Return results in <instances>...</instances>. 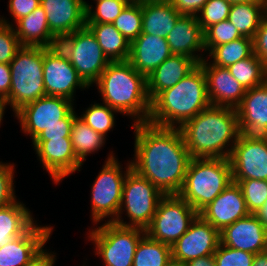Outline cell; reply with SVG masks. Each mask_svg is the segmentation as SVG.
<instances>
[{
  "label": "cell",
  "instance_id": "8fae6325",
  "mask_svg": "<svg viewBox=\"0 0 267 266\" xmlns=\"http://www.w3.org/2000/svg\"><path fill=\"white\" fill-rule=\"evenodd\" d=\"M57 45L90 88L110 63L87 26L60 38Z\"/></svg>",
  "mask_w": 267,
  "mask_h": 266
},
{
  "label": "cell",
  "instance_id": "83f0119b",
  "mask_svg": "<svg viewBox=\"0 0 267 266\" xmlns=\"http://www.w3.org/2000/svg\"><path fill=\"white\" fill-rule=\"evenodd\" d=\"M182 16L169 1H145L142 3V32L166 38Z\"/></svg>",
  "mask_w": 267,
  "mask_h": 266
},
{
  "label": "cell",
  "instance_id": "52a82bcc",
  "mask_svg": "<svg viewBox=\"0 0 267 266\" xmlns=\"http://www.w3.org/2000/svg\"><path fill=\"white\" fill-rule=\"evenodd\" d=\"M88 228V229H87ZM84 243L93 246L92 253L101 266H132L136 247L146 234L139 227H124L113 222L87 226Z\"/></svg>",
  "mask_w": 267,
  "mask_h": 266
},
{
  "label": "cell",
  "instance_id": "7c38bea8",
  "mask_svg": "<svg viewBox=\"0 0 267 266\" xmlns=\"http://www.w3.org/2000/svg\"><path fill=\"white\" fill-rule=\"evenodd\" d=\"M199 213L178 194L164 195L146 234L153 240L172 246L190 227Z\"/></svg>",
  "mask_w": 267,
  "mask_h": 266
},
{
  "label": "cell",
  "instance_id": "74e56055",
  "mask_svg": "<svg viewBox=\"0 0 267 266\" xmlns=\"http://www.w3.org/2000/svg\"><path fill=\"white\" fill-rule=\"evenodd\" d=\"M242 191L248 211L256 214L267 201V180H233Z\"/></svg>",
  "mask_w": 267,
  "mask_h": 266
},
{
  "label": "cell",
  "instance_id": "836d02e7",
  "mask_svg": "<svg viewBox=\"0 0 267 266\" xmlns=\"http://www.w3.org/2000/svg\"><path fill=\"white\" fill-rule=\"evenodd\" d=\"M172 258L171 246L145 234L139 241L132 266H166Z\"/></svg>",
  "mask_w": 267,
  "mask_h": 266
},
{
  "label": "cell",
  "instance_id": "484cf974",
  "mask_svg": "<svg viewBox=\"0 0 267 266\" xmlns=\"http://www.w3.org/2000/svg\"><path fill=\"white\" fill-rule=\"evenodd\" d=\"M13 28L21 46L49 48L58 44V39L49 29L46 13L41 5L19 19Z\"/></svg>",
  "mask_w": 267,
  "mask_h": 266
},
{
  "label": "cell",
  "instance_id": "f6af8a7d",
  "mask_svg": "<svg viewBox=\"0 0 267 266\" xmlns=\"http://www.w3.org/2000/svg\"><path fill=\"white\" fill-rule=\"evenodd\" d=\"M253 53L267 68V14L262 18L260 26L253 38Z\"/></svg>",
  "mask_w": 267,
  "mask_h": 266
},
{
  "label": "cell",
  "instance_id": "5bb4252c",
  "mask_svg": "<svg viewBox=\"0 0 267 266\" xmlns=\"http://www.w3.org/2000/svg\"><path fill=\"white\" fill-rule=\"evenodd\" d=\"M30 146L39 162L38 167L44 169L43 174H48L55 188L60 186L66 177L80 173L85 167L76 157L71 139L32 141Z\"/></svg>",
  "mask_w": 267,
  "mask_h": 266
},
{
  "label": "cell",
  "instance_id": "db71d44e",
  "mask_svg": "<svg viewBox=\"0 0 267 266\" xmlns=\"http://www.w3.org/2000/svg\"><path fill=\"white\" fill-rule=\"evenodd\" d=\"M255 215L267 228V201Z\"/></svg>",
  "mask_w": 267,
  "mask_h": 266
},
{
  "label": "cell",
  "instance_id": "60d3db41",
  "mask_svg": "<svg viewBox=\"0 0 267 266\" xmlns=\"http://www.w3.org/2000/svg\"><path fill=\"white\" fill-rule=\"evenodd\" d=\"M231 5L226 0H208L196 15L203 32L210 26L228 19Z\"/></svg>",
  "mask_w": 267,
  "mask_h": 266
},
{
  "label": "cell",
  "instance_id": "d590c367",
  "mask_svg": "<svg viewBox=\"0 0 267 266\" xmlns=\"http://www.w3.org/2000/svg\"><path fill=\"white\" fill-rule=\"evenodd\" d=\"M86 24H112L129 4L126 0H86Z\"/></svg>",
  "mask_w": 267,
  "mask_h": 266
},
{
  "label": "cell",
  "instance_id": "f35d334b",
  "mask_svg": "<svg viewBox=\"0 0 267 266\" xmlns=\"http://www.w3.org/2000/svg\"><path fill=\"white\" fill-rule=\"evenodd\" d=\"M240 37L243 36L228 19L214 24L204 32L205 53L207 55L215 46L231 42Z\"/></svg>",
  "mask_w": 267,
  "mask_h": 266
},
{
  "label": "cell",
  "instance_id": "7402d4cb",
  "mask_svg": "<svg viewBox=\"0 0 267 266\" xmlns=\"http://www.w3.org/2000/svg\"><path fill=\"white\" fill-rule=\"evenodd\" d=\"M166 40L172 54L187 56L197 64L206 58L204 32L195 15H182Z\"/></svg>",
  "mask_w": 267,
  "mask_h": 266
},
{
  "label": "cell",
  "instance_id": "6f0895ef",
  "mask_svg": "<svg viewBox=\"0 0 267 266\" xmlns=\"http://www.w3.org/2000/svg\"><path fill=\"white\" fill-rule=\"evenodd\" d=\"M88 258V255H87V257L86 258H83V262L81 261V265L80 266H89V263H88V261H89V259H87ZM88 260V261H87ZM87 263V264H86Z\"/></svg>",
  "mask_w": 267,
  "mask_h": 266
},
{
  "label": "cell",
  "instance_id": "9a60e30c",
  "mask_svg": "<svg viewBox=\"0 0 267 266\" xmlns=\"http://www.w3.org/2000/svg\"><path fill=\"white\" fill-rule=\"evenodd\" d=\"M229 160L233 180H267V137L241 133Z\"/></svg>",
  "mask_w": 267,
  "mask_h": 266
},
{
  "label": "cell",
  "instance_id": "f907efd6",
  "mask_svg": "<svg viewBox=\"0 0 267 266\" xmlns=\"http://www.w3.org/2000/svg\"><path fill=\"white\" fill-rule=\"evenodd\" d=\"M186 264L187 266H216L214 255L198 257L196 259L188 261Z\"/></svg>",
  "mask_w": 267,
  "mask_h": 266
},
{
  "label": "cell",
  "instance_id": "91938a15",
  "mask_svg": "<svg viewBox=\"0 0 267 266\" xmlns=\"http://www.w3.org/2000/svg\"><path fill=\"white\" fill-rule=\"evenodd\" d=\"M148 1H169V0H148Z\"/></svg>",
  "mask_w": 267,
  "mask_h": 266
},
{
  "label": "cell",
  "instance_id": "f1b7e54d",
  "mask_svg": "<svg viewBox=\"0 0 267 266\" xmlns=\"http://www.w3.org/2000/svg\"><path fill=\"white\" fill-rule=\"evenodd\" d=\"M76 157L85 165L88 157L103 151L108 144L106 137L93 130L78 115L74 118L70 135Z\"/></svg>",
  "mask_w": 267,
  "mask_h": 266
},
{
  "label": "cell",
  "instance_id": "f546056e",
  "mask_svg": "<svg viewBox=\"0 0 267 266\" xmlns=\"http://www.w3.org/2000/svg\"><path fill=\"white\" fill-rule=\"evenodd\" d=\"M94 34L103 53L110 62L127 61L130 53V42L114 27L113 24H86Z\"/></svg>",
  "mask_w": 267,
  "mask_h": 266
},
{
  "label": "cell",
  "instance_id": "7dc6e473",
  "mask_svg": "<svg viewBox=\"0 0 267 266\" xmlns=\"http://www.w3.org/2000/svg\"><path fill=\"white\" fill-rule=\"evenodd\" d=\"M208 0H169L182 15H197Z\"/></svg>",
  "mask_w": 267,
  "mask_h": 266
},
{
  "label": "cell",
  "instance_id": "603a6c76",
  "mask_svg": "<svg viewBox=\"0 0 267 266\" xmlns=\"http://www.w3.org/2000/svg\"><path fill=\"white\" fill-rule=\"evenodd\" d=\"M240 132L247 135L267 134V80L246 90L236 108Z\"/></svg>",
  "mask_w": 267,
  "mask_h": 266
},
{
  "label": "cell",
  "instance_id": "4316f807",
  "mask_svg": "<svg viewBox=\"0 0 267 266\" xmlns=\"http://www.w3.org/2000/svg\"><path fill=\"white\" fill-rule=\"evenodd\" d=\"M24 201L19 197L8 206L0 208V247L24 234L38 220L34 211L27 207L29 203Z\"/></svg>",
  "mask_w": 267,
  "mask_h": 266
},
{
  "label": "cell",
  "instance_id": "8d00e7d4",
  "mask_svg": "<svg viewBox=\"0 0 267 266\" xmlns=\"http://www.w3.org/2000/svg\"><path fill=\"white\" fill-rule=\"evenodd\" d=\"M112 24L132 42L142 32V3H129Z\"/></svg>",
  "mask_w": 267,
  "mask_h": 266
},
{
  "label": "cell",
  "instance_id": "680465c9",
  "mask_svg": "<svg viewBox=\"0 0 267 266\" xmlns=\"http://www.w3.org/2000/svg\"><path fill=\"white\" fill-rule=\"evenodd\" d=\"M126 1H128L129 3H143L147 0H126Z\"/></svg>",
  "mask_w": 267,
  "mask_h": 266
},
{
  "label": "cell",
  "instance_id": "bcb514c9",
  "mask_svg": "<svg viewBox=\"0 0 267 266\" xmlns=\"http://www.w3.org/2000/svg\"><path fill=\"white\" fill-rule=\"evenodd\" d=\"M72 125H53L44 129L33 141H46L52 139H71Z\"/></svg>",
  "mask_w": 267,
  "mask_h": 266
},
{
  "label": "cell",
  "instance_id": "8992f818",
  "mask_svg": "<svg viewBox=\"0 0 267 266\" xmlns=\"http://www.w3.org/2000/svg\"><path fill=\"white\" fill-rule=\"evenodd\" d=\"M232 182L229 159L192 158L178 195L199 213Z\"/></svg>",
  "mask_w": 267,
  "mask_h": 266
},
{
  "label": "cell",
  "instance_id": "d6986e66",
  "mask_svg": "<svg viewBox=\"0 0 267 266\" xmlns=\"http://www.w3.org/2000/svg\"><path fill=\"white\" fill-rule=\"evenodd\" d=\"M240 186L229 184L199 215L219 232L235 221L249 215Z\"/></svg>",
  "mask_w": 267,
  "mask_h": 266
},
{
  "label": "cell",
  "instance_id": "e575fe53",
  "mask_svg": "<svg viewBox=\"0 0 267 266\" xmlns=\"http://www.w3.org/2000/svg\"><path fill=\"white\" fill-rule=\"evenodd\" d=\"M227 68L246 90L259 86L267 80V68L254 53Z\"/></svg>",
  "mask_w": 267,
  "mask_h": 266
},
{
  "label": "cell",
  "instance_id": "9c48e42d",
  "mask_svg": "<svg viewBox=\"0 0 267 266\" xmlns=\"http://www.w3.org/2000/svg\"><path fill=\"white\" fill-rule=\"evenodd\" d=\"M164 194L148 179L131 169L123 182L122 201L113 223L124 227L146 229Z\"/></svg>",
  "mask_w": 267,
  "mask_h": 266
},
{
  "label": "cell",
  "instance_id": "44dd1931",
  "mask_svg": "<svg viewBox=\"0 0 267 266\" xmlns=\"http://www.w3.org/2000/svg\"><path fill=\"white\" fill-rule=\"evenodd\" d=\"M51 33L59 40L86 26L84 0H41Z\"/></svg>",
  "mask_w": 267,
  "mask_h": 266
},
{
  "label": "cell",
  "instance_id": "1f68e13d",
  "mask_svg": "<svg viewBox=\"0 0 267 266\" xmlns=\"http://www.w3.org/2000/svg\"><path fill=\"white\" fill-rule=\"evenodd\" d=\"M90 102L89 104H87L88 106L86 105L85 108L83 107V105L82 107L80 105V109L77 108V103L75 104L78 116L93 130L108 139V134H110V132L113 133V131L117 129L116 120H119L117 117H125H123L119 112H117L107 104L98 102V100L93 101L92 99V101L90 100Z\"/></svg>",
  "mask_w": 267,
  "mask_h": 266
},
{
  "label": "cell",
  "instance_id": "7bdbcfd3",
  "mask_svg": "<svg viewBox=\"0 0 267 266\" xmlns=\"http://www.w3.org/2000/svg\"><path fill=\"white\" fill-rule=\"evenodd\" d=\"M6 3L8 14L5 16L1 11L0 22L13 26L19 19L29 15L34 9L38 8L41 5V0H8Z\"/></svg>",
  "mask_w": 267,
  "mask_h": 266
},
{
  "label": "cell",
  "instance_id": "11a10c76",
  "mask_svg": "<svg viewBox=\"0 0 267 266\" xmlns=\"http://www.w3.org/2000/svg\"><path fill=\"white\" fill-rule=\"evenodd\" d=\"M166 266H187V264L181 260H177V259H174V258H171Z\"/></svg>",
  "mask_w": 267,
  "mask_h": 266
},
{
  "label": "cell",
  "instance_id": "6da1fadb",
  "mask_svg": "<svg viewBox=\"0 0 267 266\" xmlns=\"http://www.w3.org/2000/svg\"><path fill=\"white\" fill-rule=\"evenodd\" d=\"M133 131L132 169L164 195L178 194L192 159L179 128L148 122L127 125Z\"/></svg>",
  "mask_w": 267,
  "mask_h": 266
},
{
  "label": "cell",
  "instance_id": "d4e9b609",
  "mask_svg": "<svg viewBox=\"0 0 267 266\" xmlns=\"http://www.w3.org/2000/svg\"><path fill=\"white\" fill-rule=\"evenodd\" d=\"M198 64L184 55L172 54L147 78V93L152 101L160 92L173 87Z\"/></svg>",
  "mask_w": 267,
  "mask_h": 266
},
{
  "label": "cell",
  "instance_id": "4dcf8cb0",
  "mask_svg": "<svg viewBox=\"0 0 267 266\" xmlns=\"http://www.w3.org/2000/svg\"><path fill=\"white\" fill-rule=\"evenodd\" d=\"M266 14L267 3L242 2L231 5L228 20L242 36L253 39Z\"/></svg>",
  "mask_w": 267,
  "mask_h": 266
},
{
  "label": "cell",
  "instance_id": "ffe728a7",
  "mask_svg": "<svg viewBox=\"0 0 267 266\" xmlns=\"http://www.w3.org/2000/svg\"><path fill=\"white\" fill-rule=\"evenodd\" d=\"M199 64L206 76L211 105L236 109L241 104L246 89L231 75L227 67L212 65L206 58Z\"/></svg>",
  "mask_w": 267,
  "mask_h": 266
},
{
  "label": "cell",
  "instance_id": "ac0fdd59",
  "mask_svg": "<svg viewBox=\"0 0 267 266\" xmlns=\"http://www.w3.org/2000/svg\"><path fill=\"white\" fill-rule=\"evenodd\" d=\"M220 243L257 254L267 250V228L255 214H249L220 231Z\"/></svg>",
  "mask_w": 267,
  "mask_h": 266
},
{
  "label": "cell",
  "instance_id": "f5cc1de1",
  "mask_svg": "<svg viewBox=\"0 0 267 266\" xmlns=\"http://www.w3.org/2000/svg\"><path fill=\"white\" fill-rule=\"evenodd\" d=\"M252 266H267V250L255 254Z\"/></svg>",
  "mask_w": 267,
  "mask_h": 266
},
{
  "label": "cell",
  "instance_id": "3957f363",
  "mask_svg": "<svg viewBox=\"0 0 267 266\" xmlns=\"http://www.w3.org/2000/svg\"><path fill=\"white\" fill-rule=\"evenodd\" d=\"M91 90H97L98 101L127 117L130 125L148 121L151 101L147 93V78L128 60L110 62Z\"/></svg>",
  "mask_w": 267,
  "mask_h": 266
},
{
  "label": "cell",
  "instance_id": "b9f144b4",
  "mask_svg": "<svg viewBox=\"0 0 267 266\" xmlns=\"http://www.w3.org/2000/svg\"><path fill=\"white\" fill-rule=\"evenodd\" d=\"M216 266H252L255 254L219 244L213 254Z\"/></svg>",
  "mask_w": 267,
  "mask_h": 266
},
{
  "label": "cell",
  "instance_id": "e0dca14e",
  "mask_svg": "<svg viewBox=\"0 0 267 266\" xmlns=\"http://www.w3.org/2000/svg\"><path fill=\"white\" fill-rule=\"evenodd\" d=\"M220 244V232L200 215L189 229L171 246L172 258L187 263L190 260L213 255Z\"/></svg>",
  "mask_w": 267,
  "mask_h": 266
},
{
  "label": "cell",
  "instance_id": "ab89813d",
  "mask_svg": "<svg viewBox=\"0 0 267 266\" xmlns=\"http://www.w3.org/2000/svg\"><path fill=\"white\" fill-rule=\"evenodd\" d=\"M16 162L0 158V208L8 206L19 198L16 194Z\"/></svg>",
  "mask_w": 267,
  "mask_h": 266
},
{
  "label": "cell",
  "instance_id": "cb8c5ba5",
  "mask_svg": "<svg viewBox=\"0 0 267 266\" xmlns=\"http://www.w3.org/2000/svg\"><path fill=\"white\" fill-rule=\"evenodd\" d=\"M172 55L166 38L141 33L130 42L128 61L146 78Z\"/></svg>",
  "mask_w": 267,
  "mask_h": 266
},
{
  "label": "cell",
  "instance_id": "c3c4849f",
  "mask_svg": "<svg viewBox=\"0 0 267 266\" xmlns=\"http://www.w3.org/2000/svg\"><path fill=\"white\" fill-rule=\"evenodd\" d=\"M51 249L53 250V246H50L49 244V246L35 260L26 266H56L59 254L55 249L54 251Z\"/></svg>",
  "mask_w": 267,
  "mask_h": 266
},
{
  "label": "cell",
  "instance_id": "9f6ffc18",
  "mask_svg": "<svg viewBox=\"0 0 267 266\" xmlns=\"http://www.w3.org/2000/svg\"><path fill=\"white\" fill-rule=\"evenodd\" d=\"M231 4H237L242 2H252V3H267V0H226Z\"/></svg>",
  "mask_w": 267,
  "mask_h": 266
},
{
  "label": "cell",
  "instance_id": "30bf717a",
  "mask_svg": "<svg viewBox=\"0 0 267 266\" xmlns=\"http://www.w3.org/2000/svg\"><path fill=\"white\" fill-rule=\"evenodd\" d=\"M77 115L75 103L70 99L45 95L17 110L13 121L31 143L49 126L72 125Z\"/></svg>",
  "mask_w": 267,
  "mask_h": 266
},
{
  "label": "cell",
  "instance_id": "681fc988",
  "mask_svg": "<svg viewBox=\"0 0 267 266\" xmlns=\"http://www.w3.org/2000/svg\"><path fill=\"white\" fill-rule=\"evenodd\" d=\"M11 87L10 64L0 63V97L8 101Z\"/></svg>",
  "mask_w": 267,
  "mask_h": 266
},
{
  "label": "cell",
  "instance_id": "d6a6232c",
  "mask_svg": "<svg viewBox=\"0 0 267 266\" xmlns=\"http://www.w3.org/2000/svg\"><path fill=\"white\" fill-rule=\"evenodd\" d=\"M253 54V39L240 37L228 43L215 46L207 55L206 59L220 67H229L237 61L248 58Z\"/></svg>",
  "mask_w": 267,
  "mask_h": 266
},
{
  "label": "cell",
  "instance_id": "7a4b0ae2",
  "mask_svg": "<svg viewBox=\"0 0 267 266\" xmlns=\"http://www.w3.org/2000/svg\"><path fill=\"white\" fill-rule=\"evenodd\" d=\"M179 130L192 158L229 159L241 132L235 108L210 106Z\"/></svg>",
  "mask_w": 267,
  "mask_h": 266
},
{
  "label": "cell",
  "instance_id": "4fadbf2b",
  "mask_svg": "<svg viewBox=\"0 0 267 266\" xmlns=\"http://www.w3.org/2000/svg\"><path fill=\"white\" fill-rule=\"evenodd\" d=\"M43 82L46 95L64 97L75 104L78 92L85 94L84 91L91 89L58 45L44 48Z\"/></svg>",
  "mask_w": 267,
  "mask_h": 266
},
{
  "label": "cell",
  "instance_id": "ee69618b",
  "mask_svg": "<svg viewBox=\"0 0 267 266\" xmlns=\"http://www.w3.org/2000/svg\"><path fill=\"white\" fill-rule=\"evenodd\" d=\"M21 47L13 26L0 22V63L9 64Z\"/></svg>",
  "mask_w": 267,
  "mask_h": 266
},
{
  "label": "cell",
  "instance_id": "277c9868",
  "mask_svg": "<svg viewBox=\"0 0 267 266\" xmlns=\"http://www.w3.org/2000/svg\"><path fill=\"white\" fill-rule=\"evenodd\" d=\"M210 106L206 76L198 64L177 84L160 92L151 101L147 122L160 127L179 128Z\"/></svg>",
  "mask_w": 267,
  "mask_h": 266
},
{
  "label": "cell",
  "instance_id": "816d5d0a",
  "mask_svg": "<svg viewBox=\"0 0 267 266\" xmlns=\"http://www.w3.org/2000/svg\"><path fill=\"white\" fill-rule=\"evenodd\" d=\"M8 110H10V114H12L11 117H14V113L11 111L8 101L0 97V128L4 125L3 123L6 122L5 114Z\"/></svg>",
  "mask_w": 267,
  "mask_h": 266
},
{
  "label": "cell",
  "instance_id": "2e32d148",
  "mask_svg": "<svg viewBox=\"0 0 267 266\" xmlns=\"http://www.w3.org/2000/svg\"><path fill=\"white\" fill-rule=\"evenodd\" d=\"M56 224H42L39 219L22 235L0 247V266H26L51 244Z\"/></svg>",
  "mask_w": 267,
  "mask_h": 266
},
{
  "label": "cell",
  "instance_id": "ba28073f",
  "mask_svg": "<svg viewBox=\"0 0 267 266\" xmlns=\"http://www.w3.org/2000/svg\"><path fill=\"white\" fill-rule=\"evenodd\" d=\"M44 47L22 46L9 63L11 87L8 104L13 113L46 95L43 82Z\"/></svg>",
  "mask_w": 267,
  "mask_h": 266
},
{
  "label": "cell",
  "instance_id": "5b68a950",
  "mask_svg": "<svg viewBox=\"0 0 267 266\" xmlns=\"http://www.w3.org/2000/svg\"><path fill=\"white\" fill-rule=\"evenodd\" d=\"M107 155L89 186V220L90 226L103 222H113L118 213L122 201L123 182L127 173L132 169L130 157L127 160H119L117 150L107 148Z\"/></svg>",
  "mask_w": 267,
  "mask_h": 266
}]
</instances>
